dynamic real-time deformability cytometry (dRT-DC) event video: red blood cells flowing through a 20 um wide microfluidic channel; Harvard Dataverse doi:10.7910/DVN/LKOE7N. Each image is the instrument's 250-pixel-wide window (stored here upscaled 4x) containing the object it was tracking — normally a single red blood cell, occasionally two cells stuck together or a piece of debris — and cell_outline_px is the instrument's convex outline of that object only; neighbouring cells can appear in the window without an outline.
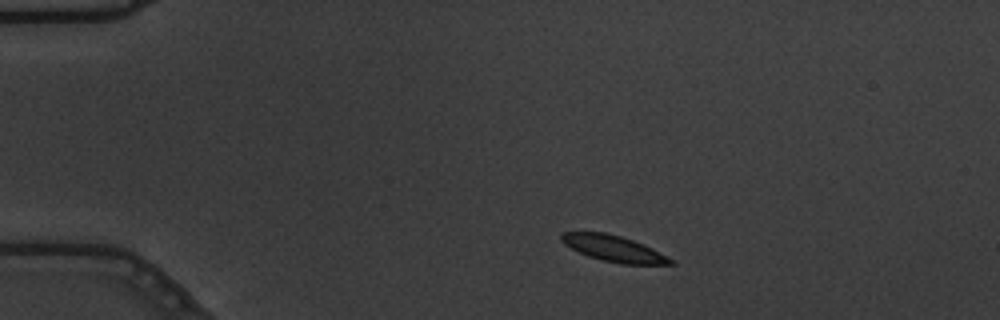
{"species": "common noctule bat (a hibernating species)", "species_latin": "Nyctalus noctula", "temperature_condition": "warm", "stored_images_in_passage": 51, "camera_frame_rate_fps": 3000, "um_per_image_px": 0.085, "animal": {"sex": "male", "body_mass_g": 19.5, "forearm_length_mm": 54.6}, "frame": {"image": 1, "passage_image": 6, "time_ms": 1.667, "image_size_px": [1000, 320], "cell_outline_px": [[676, 264], [620, 264], [588, 256], [564, 244], [560, 240], [560, 232], [604, 232], [620, 236], [644, 244], [668, 256]], "centroid_in_image_um": [52.16, 21.12], "position_along_channel_um": 32.8, "area_um2": 16.47}}
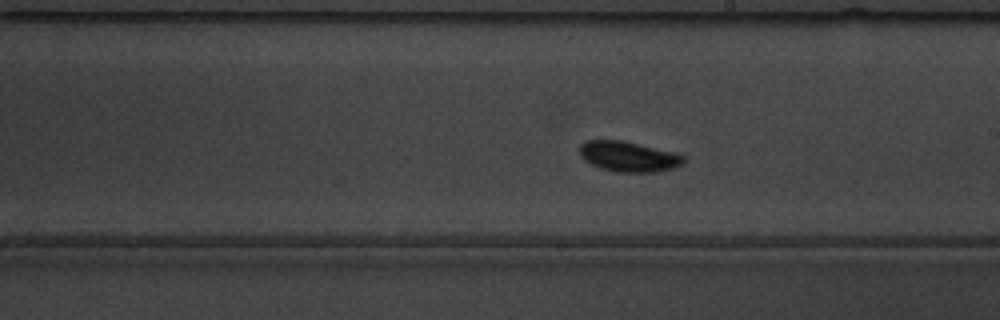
{"frame": {"image": 2, "passage_image": 28, "time_ms": 9.0, "image_size_px": [1000, 320], "cell_outline_px": [[684, 164], [672, 168], [656, 172], [616, 172], [600, 168], [584, 160], [580, 156], [580, 144], [588, 140], [624, 140], [676, 152], [684, 156]], "centroid_in_image_um": [53.44, 13.3], "position_along_channel_um": 235.6, "area_um2": 18.55}}
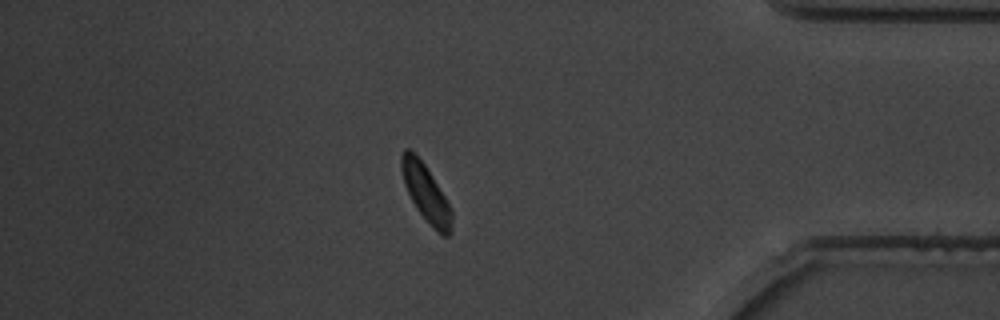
{"frame": {"image": 3, "passage_image": 44, "time_ms": 14.333, "image_size_px": [1000, 320], "cell_outline_px": [[452, 232], [448, 236], [444, 236], [416, 208], [404, 184], [400, 168], [400, 156], [404, 148], [408, 148], [424, 164], [432, 176], [444, 196], [452, 212]], "centroid_in_image_um": [36.17, 16.36], "position_along_channel_um": 399.0, "area_um2": 16.13}, "authors_computed_cell_mechanics": {"area_um2": 17.051, "velocity_mm_per_s": 3.5934, "shape_relaxation_time_tau1_ms": 1.5737, "shape_relaxation_time_tau2_ms": null, "deformation_change_tau1": 0.0787, "deformation_change_tau2": null}}